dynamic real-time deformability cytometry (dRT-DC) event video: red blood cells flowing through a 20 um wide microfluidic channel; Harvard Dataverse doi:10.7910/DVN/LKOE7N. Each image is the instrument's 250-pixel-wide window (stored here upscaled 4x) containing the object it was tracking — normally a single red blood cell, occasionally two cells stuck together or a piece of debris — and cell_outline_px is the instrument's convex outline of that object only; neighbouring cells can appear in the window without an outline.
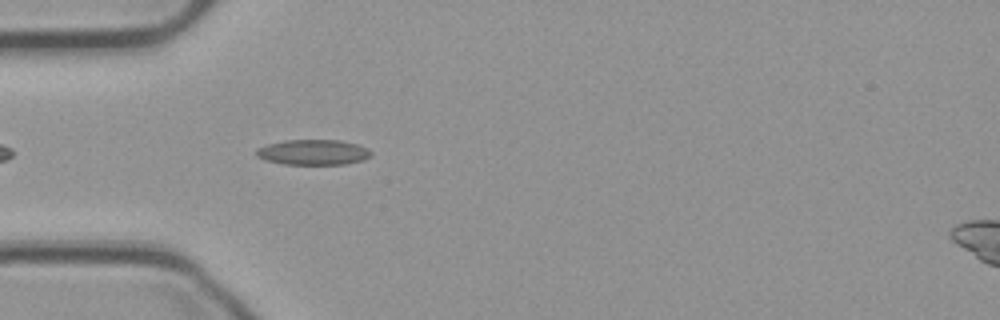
{"species": "common noctule bat (a hibernating species)", "species_latin": "Nyctalus noctula", "temperature_condition": "cold", "stored_images_in_passage": 39, "camera_frame_rate_fps": 3000, "um_per_image_px": 0.085, "animal": {"sex": "male", "body_mass_g": 23.1, "forearm_length_mm": 52.7}, "frame": {"image": 1, "passage_image": 1, "time_ms": 0.0, "image_size_px": [1000, 320], "cell_outline_px": [[372, 156], [364, 160], [344, 164], [284, 164], [264, 160], [256, 156], [256, 148], [268, 144], [284, 140], [340, 140], [356, 144], [368, 148], [372, 152]], "centroid_in_image_um": [26.62, 12.94], "position_along_channel_um": 58.4, "area_um2": 17.05}}
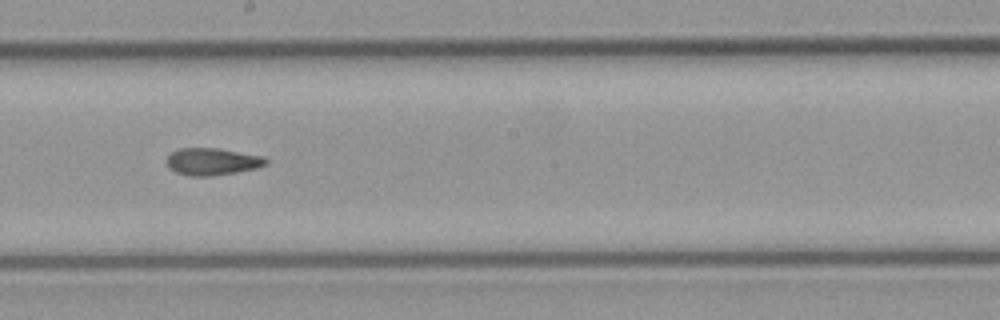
{"frame": {"image": 2, "passage_image": 15, "time_ms": 4.667, "image_size_px": [1000, 320], "cell_outline_px": [[268, 164], [256, 168], [236, 172], [212, 176], [188, 176], [176, 172], [168, 168], [164, 160], [172, 152], [180, 148], [220, 148], [264, 156], [268, 160]], "centroid_in_image_um": [18.03, 13.73], "position_along_channel_um": 230.2, "area_um2": 15.95}}
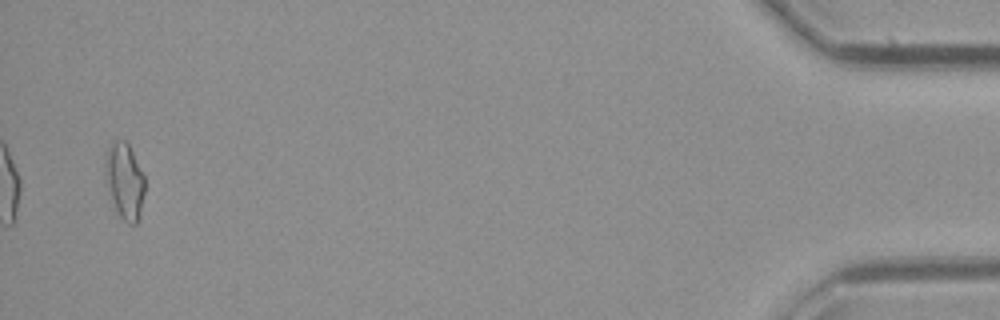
{"frame": {"image": 3, "passage_image": 38, "time_ms": 12.333, "image_size_px": [1000, 320], "cell_outline_px": [[144, 192], [140, 216], [136, 224], [128, 224], [120, 216], [116, 208], [104, 172], [104, 160], [108, 148], [116, 140], [124, 140], [128, 144], [144, 176]], "centroid_in_image_um": [10.6, 15.38], "position_along_channel_um": 424.6, "area_um2": 17.05}, "authors_computed_cell_mechanics": {"area_um2": 15.895, "velocity_mm_per_s": 3.7356, "shape_relaxation_time_tau1_ms": null, "shape_relaxation_time_tau2_ms": 4.4068, "deformation_change_tau1": null, "deformation_change_tau2": 0.0942}}